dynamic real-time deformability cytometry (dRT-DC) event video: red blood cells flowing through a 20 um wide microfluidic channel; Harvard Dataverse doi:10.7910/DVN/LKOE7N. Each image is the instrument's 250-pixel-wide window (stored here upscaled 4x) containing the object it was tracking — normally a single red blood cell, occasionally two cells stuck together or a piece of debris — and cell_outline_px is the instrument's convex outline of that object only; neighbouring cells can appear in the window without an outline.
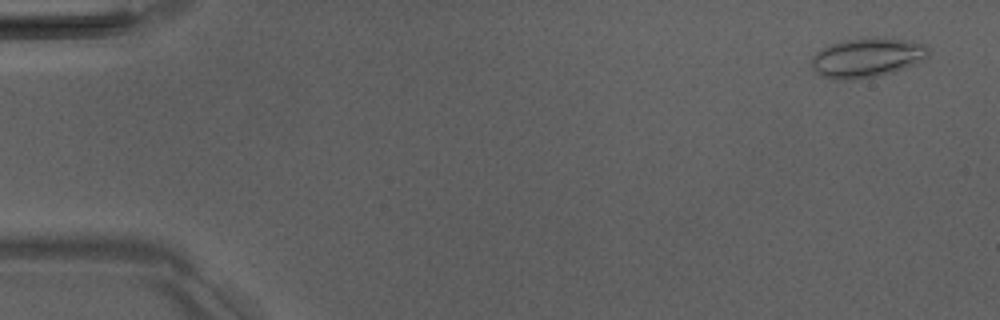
{"species": "Egyptian fruit bat (a non-hibernating species)", "species_latin": "Rousettus aegyptiacus", "temperature_condition": "room temperature", "stored_images_in_passage": 6, "camera_frame_rate_fps": 3000, "um_per_image_px": 0.085, "animal": {"sex": "male"}, "frame": {"image": 1, "passage_image": 1, "time_ms": 0.0, "image_size_px": [1000, 320], "cell_outline_px": [[928, 56], [924, 60], [916, 64], [896, 72], [876, 76], [852, 80], [832, 80], [820, 76], [812, 68], [812, 56], [816, 52], [832, 44], [848, 40], [876, 36], [884, 36], [912, 40], [928, 44]], "centroid_in_image_um": [73.76, 4.89], "position_along_channel_um": 11.2, "area_um2": 27.51}}